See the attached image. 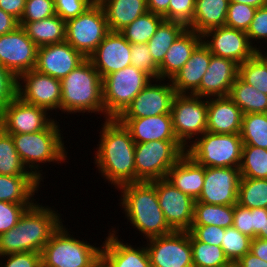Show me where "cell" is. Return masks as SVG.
Returning <instances> with one entry per match:
<instances>
[{"label":"cell","instance_id":"obj_1","mask_svg":"<svg viewBox=\"0 0 267 267\" xmlns=\"http://www.w3.org/2000/svg\"><path fill=\"white\" fill-rule=\"evenodd\" d=\"M103 124L93 162L95 167L117 189L136 183L135 142L129 130L117 118L105 119Z\"/></svg>","mask_w":267,"mask_h":267},{"label":"cell","instance_id":"obj_2","mask_svg":"<svg viewBox=\"0 0 267 267\" xmlns=\"http://www.w3.org/2000/svg\"><path fill=\"white\" fill-rule=\"evenodd\" d=\"M39 204L36 201L27 208L16 226L0 235V256L26 251L41 253L64 221L58 210Z\"/></svg>","mask_w":267,"mask_h":267},{"label":"cell","instance_id":"obj_3","mask_svg":"<svg viewBox=\"0 0 267 267\" xmlns=\"http://www.w3.org/2000/svg\"><path fill=\"white\" fill-rule=\"evenodd\" d=\"M121 192L120 206L125 218L134 229L143 234L144 239L164 236L174 230L168 225L160 208L156 180L152 182L128 183L118 188Z\"/></svg>","mask_w":267,"mask_h":267},{"label":"cell","instance_id":"obj_4","mask_svg":"<svg viewBox=\"0 0 267 267\" xmlns=\"http://www.w3.org/2000/svg\"><path fill=\"white\" fill-rule=\"evenodd\" d=\"M60 110L65 114L104 115L102 78L89 58L61 80Z\"/></svg>","mask_w":267,"mask_h":267},{"label":"cell","instance_id":"obj_5","mask_svg":"<svg viewBox=\"0 0 267 267\" xmlns=\"http://www.w3.org/2000/svg\"><path fill=\"white\" fill-rule=\"evenodd\" d=\"M54 120L45 130L30 134H10L14 146L27 170L40 182L43 181L40 164H61L68 157L61 137L60 124Z\"/></svg>","mask_w":267,"mask_h":267},{"label":"cell","instance_id":"obj_6","mask_svg":"<svg viewBox=\"0 0 267 267\" xmlns=\"http://www.w3.org/2000/svg\"><path fill=\"white\" fill-rule=\"evenodd\" d=\"M101 260V248L76 239L63 223L41 251L42 267H94Z\"/></svg>","mask_w":267,"mask_h":267},{"label":"cell","instance_id":"obj_7","mask_svg":"<svg viewBox=\"0 0 267 267\" xmlns=\"http://www.w3.org/2000/svg\"><path fill=\"white\" fill-rule=\"evenodd\" d=\"M152 80L132 65L103 77V118H118Z\"/></svg>","mask_w":267,"mask_h":267},{"label":"cell","instance_id":"obj_8","mask_svg":"<svg viewBox=\"0 0 267 267\" xmlns=\"http://www.w3.org/2000/svg\"><path fill=\"white\" fill-rule=\"evenodd\" d=\"M242 146L240 134L206 131L186 148V154L204 167H239Z\"/></svg>","mask_w":267,"mask_h":267},{"label":"cell","instance_id":"obj_9","mask_svg":"<svg viewBox=\"0 0 267 267\" xmlns=\"http://www.w3.org/2000/svg\"><path fill=\"white\" fill-rule=\"evenodd\" d=\"M186 153L179 141H150L135 144L137 182H152L167 177L169 169Z\"/></svg>","mask_w":267,"mask_h":267},{"label":"cell","instance_id":"obj_10","mask_svg":"<svg viewBox=\"0 0 267 267\" xmlns=\"http://www.w3.org/2000/svg\"><path fill=\"white\" fill-rule=\"evenodd\" d=\"M171 116L174 133L178 141L187 148L194 139L207 131V98L204 100L191 94H176Z\"/></svg>","mask_w":267,"mask_h":267},{"label":"cell","instance_id":"obj_11","mask_svg":"<svg viewBox=\"0 0 267 267\" xmlns=\"http://www.w3.org/2000/svg\"><path fill=\"white\" fill-rule=\"evenodd\" d=\"M110 32L102 6L95 2L84 13L66 21V42L88 58Z\"/></svg>","mask_w":267,"mask_h":267},{"label":"cell","instance_id":"obj_12","mask_svg":"<svg viewBox=\"0 0 267 267\" xmlns=\"http://www.w3.org/2000/svg\"><path fill=\"white\" fill-rule=\"evenodd\" d=\"M146 241L151 267H194L189 231H173Z\"/></svg>","mask_w":267,"mask_h":267},{"label":"cell","instance_id":"obj_13","mask_svg":"<svg viewBox=\"0 0 267 267\" xmlns=\"http://www.w3.org/2000/svg\"><path fill=\"white\" fill-rule=\"evenodd\" d=\"M61 92V80L35 69L18 77L17 96L24 102L47 111L60 110Z\"/></svg>","mask_w":267,"mask_h":267},{"label":"cell","instance_id":"obj_14","mask_svg":"<svg viewBox=\"0 0 267 267\" xmlns=\"http://www.w3.org/2000/svg\"><path fill=\"white\" fill-rule=\"evenodd\" d=\"M38 46L27 36L22 26L0 36V64L17 78L35 69Z\"/></svg>","mask_w":267,"mask_h":267},{"label":"cell","instance_id":"obj_15","mask_svg":"<svg viewBox=\"0 0 267 267\" xmlns=\"http://www.w3.org/2000/svg\"><path fill=\"white\" fill-rule=\"evenodd\" d=\"M47 110L16 96L0 113V128L7 134H30L45 130L55 119Z\"/></svg>","mask_w":267,"mask_h":267},{"label":"cell","instance_id":"obj_16","mask_svg":"<svg viewBox=\"0 0 267 267\" xmlns=\"http://www.w3.org/2000/svg\"><path fill=\"white\" fill-rule=\"evenodd\" d=\"M162 81L164 80H152L117 119H136L171 114L176 91L170 80L166 84Z\"/></svg>","mask_w":267,"mask_h":267},{"label":"cell","instance_id":"obj_17","mask_svg":"<svg viewBox=\"0 0 267 267\" xmlns=\"http://www.w3.org/2000/svg\"><path fill=\"white\" fill-rule=\"evenodd\" d=\"M202 39L211 54L235 61L238 65L258 52L250 44L245 31L226 26L206 31Z\"/></svg>","mask_w":267,"mask_h":267},{"label":"cell","instance_id":"obj_18","mask_svg":"<svg viewBox=\"0 0 267 267\" xmlns=\"http://www.w3.org/2000/svg\"><path fill=\"white\" fill-rule=\"evenodd\" d=\"M160 208L174 231H189L193 221L194 202L166 178L156 180Z\"/></svg>","mask_w":267,"mask_h":267},{"label":"cell","instance_id":"obj_19","mask_svg":"<svg viewBox=\"0 0 267 267\" xmlns=\"http://www.w3.org/2000/svg\"><path fill=\"white\" fill-rule=\"evenodd\" d=\"M239 167H205L204 184L198 202L214 205L237 204Z\"/></svg>","mask_w":267,"mask_h":267},{"label":"cell","instance_id":"obj_20","mask_svg":"<svg viewBox=\"0 0 267 267\" xmlns=\"http://www.w3.org/2000/svg\"><path fill=\"white\" fill-rule=\"evenodd\" d=\"M86 57L68 42L38 47L35 70L62 80Z\"/></svg>","mask_w":267,"mask_h":267},{"label":"cell","instance_id":"obj_21","mask_svg":"<svg viewBox=\"0 0 267 267\" xmlns=\"http://www.w3.org/2000/svg\"><path fill=\"white\" fill-rule=\"evenodd\" d=\"M88 58L103 78L131 66V44L120 32L110 31Z\"/></svg>","mask_w":267,"mask_h":267},{"label":"cell","instance_id":"obj_22","mask_svg":"<svg viewBox=\"0 0 267 267\" xmlns=\"http://www.w3.org/2000/svg\"><path fill=\"white\" fill-rule=\"evenodd\" d=\"M238 75L239 65L235 61L212 54L209 67L193 95L202 98L228 96Z\"/></svg>","mask_w":267,"mask_h":267},{"label":"cell","instance_id":"obj_23","mask_svg":"<svg viewBox=\"0 0 267 267\" xmlns=\"http://www.w3.org/2000/svg\"><path fill=\"white\" fill-rule=\"evenodd\" d=\"M113 228L100 246L104 267H151L146 245L136 248L123 243L124 241L118 238L119 235H116L118 230Z\"/></svg>","mask_w":267,"mask_h":267},{"label":"cell","instance_id":"obj_24","mask_svg":"<svg viewBox=\"0 0 267 267\" xmlns=\"http://www.w3.org/2000/svg\"><path fill=\"white\" fill-rule=\"evenodd\" d=\"M207 116V132L240 134L243 113L229 96L208 98Z\"/></svg>","mask_w":267,"mask_h":267},{"label":"cell","instance_id":"obj_25","mask_svg":"<svg viewBox=\"0 0 267 267\" xmlns=\"http://www.w3.org/2000/svg\"><path fill=\"white\" fill-rule=\"evenodd\" d=\"M130 132L136 143L150 141H178L171 114L136 119H118Z\"/></svg>","mask_w":267,"mask_h":267},{"label":"cell","instance_id":"obj_26","mask_svg":"<svg viewBox=\"0 0 267 267\" xmlns=\"http://www.w3.org/2000/svg\"><path fill=\"white\" fill-rule=\"evenodd\" d=\"M211 56L208 47L201 42L185 65L170 80L176 94L193 95L198 90L202 77L209 67Z\"/></svg>","mask_w":267,"mask_h":267},{"label":"cell","instance_id":"obj_27","mask_svg":"<svg viewBox=\"0 0 267 267\" xmlns=\"http://www.w3.org/2000/svg\"><path fill=\"white\" fill-rule=\"evenodd\" d=\"M202 40V35L186 28L172 43L159 65V79L171 80L189 60Z\"/></svg>","mask_w":267,"mask_h":267},{"label":"cell","instance_id":"obj_28","mask_svg":"<svg viewBox=\"0 0 267 267\" xmlns=\"http://www.w3.org/2000/svg\"><path fill=\"white\" fill-rule=\"evenodd\" d=\"M205 167L184 154L168 171L166 179L177 189L197 200L204 184Z\"/></svg>","mask_w":267,"mask_h":267},{"label":"cell","instance_id":"obj_29","mask_svg":"<svg viewBox=\"0 0 267 267\" xmlns=\"http://www.w3.org/2000/svg\"><path fill=\"white\" fill-rule=\"evenodd\" d=\"M106 15L110 31L120 32L148 12L146 0H95Z\"/></svg>","mask_w":267,"mask_h":267},{"label":"cell","instance_id":"obj_30","mask_svg":"<svg viewBox=\"0 0 267 267\" xmlns=\"http://www.w3.org/2000/svg\"><path fill=\"white\" fill-rule=\"evenodd\" d=\"M41 182L33 175H2L0 174V201L24 204L30 208L34 195Z\"/></svg>","mask_w":267,"mask_h":267},{"label":"cell","instance_id":"obj_31","mask_svg":"<svg viewBox=\"0 0 267 267\" xmlns=\"http://www.w3.org/2000/svg\"><path fill=\"white\" fill-rule=\"evenodd\" d=\"M230 0H195V10L187 28L202 35L213 28L225 26Z\"/></svg>","mask_w":267,"mask_h":267},{"label":"cell","instance_id":"obj_32","mask_svg":"<svg viewBox=\"0 0 267 267\" xmlns=\"http://www.w3.org/2000/svg\"><path fill=\"white\" fill-rule=\"evenodd\" d=\"M19 25L38 47L66 41V21L57 14L39 21L19 22Z\"/></svg>","mask_w":267,"mask_h":267},{"label":"cell","instance_id":"obj_33","mask_svg":"<svg viewBox=\"0 0 267 267\" xmlns=\"http://www.w3.org/2000/svg\"><path fill=\"white\" fill-rule=\"evenodd\" d=\"M228 96L243 114L267 113V94L245 83L239 76L231 86Z\"/></svg>","mask_w":267,"mask_h":267},{"label":"cell","instance_id":"obj_34","mask_svg":"<svg viewBox=\"0 0 267 267\" xmlns=\"http://www.w3.org/2000/svg\"><path fill=\"white\" fill-rule=\"evenodd\" d=\"M187 27L175 21L163 20L147 42L154 62L159 66L172 43Z\"/></svg>","mask_w":267,"mask_h":267},{"label":"cell","instance_id":"obj_35","mask_svg":"<svg viewBox=\"0 0 267 267\" xmlns=\"http://www.w3.org/2000/svg\"><path fill=\"white\" fill-rule=\"evenodd\" d=\"M234 205H214L194 202L192 225L233 226Z\"/></svg>","mask_w":267,"mask_h":267},{"label":"cell","instance_id":"obj_36","mask_svg":"<svg viewBox=\"0 0 267 267\" xmlns=\"http://www.w3.org/2000/svg\"><path fill=\"white\" fill-rule=\"evenodd\" d=\"M240 136L243 146L267 149V113L243 114Z\"/></svg>","mask_w":267,"mask_h":267},{"label":"cell","instance_id":"obj_37","mask_svg":"<svg viewBox=\"0 0 267 267\" xmlns=\"http://www.w3.org/2000/svg\"><path fill=\"white\" fill-rule=\"evenodd\" d=\"M237 204L250 209H267V179L241 177Z\"/></svg>","mask_w":267,"mask_h":267},{"label":"cell","instance_id":"obj_38","mask_svg":"<svg viewBox=\"0 0 267 267\" xmlns=\"http://www.w3.org/2000/svg\"><path fill=\"white\" fill-rule=\"evenodd\" d=\"M238 76L261 93L267 94V53L257 52L252 58L239 64Z\"/></svg>","mask_w":267,"mask_h":267},{"label":"cell","instance_id":"obj_39","mask_svg":"<svg viewBox=\"0 0 267 267\" xmlns=\"http://www.w3.org/2000/svg\"><path fill=\"white\" fill-rule=\"evenodd\" d=\"M163 20V16L148 11L144 15L136 18L127 27L122 29L120 33L130 44H144L155 34L156 29Z\"/></svg>","mask_w":267,"mask_h":267},{"label":"cell","instance_id":"obj_40","mask_svg":"<svg viewBox=\"0 0 267 267\" xmlns=\"http://www.w3.org/2000/svg\"><path fill=\"white\" fill-rule=\"evenodd\" d=\"M190 242L194 267H226L229 264L221 246L197 241L191 234Z\"/></svg>","mask_w":267,"mask_h":267},{"label":"cell","instance_id":"obj_41","mask_svg":"<svg viewBox=\"0 0 267 267\" xmlns=\"http://www.w3.org/2000/svg\"><path fill=\"white\" fill-rule=\"evenodd\" d=\"M0 174L32 175L23 164L12 136L0 128Z\"/></svg>","mask_w":267,"mask_h":267},{"label":"cell","instance_id":"obj_42","mask_svg":"<svg viewBox=\"0 0 267 267\" xmlns=\"http://www.w3.org/2000/svg\"><path fill=\"white\" fill-rule=\"evenodd\" d=\"M241 177L267 179V149L256 146H242Z\"/></svg>","mask_w":267,"mask_h":267},{"label":"cell","instance_id":"obj_43","mask_svg":"<svg viewBox=\"0 0 267 267\" xmlns=\"http://www.w3.org/2000/svg\"><path fill=\"white\" fill-rule=\"evenodd\" d=\"M251 240L252 238L232 226L225 229L221 247L229 261H238L250 252Z\"/></svg>","mask_w":267,"mask_h":267},{"label":"cell","instance_id":"obj_44","mask_svg":"<svg viewBox=\"0 0 267 267\" xmlns=\"http://www.w3.org/2000/svg\"><path fill=\"white\" fill-rule=\"evenodd\" d=\"M257 8L252 6L230 2L227 11L225 26L247 32Z\"/></svg>","mask_w":267,"mask_h":267},{"label":"cell","instance_id":"obj_45","mask_svg":"<svg viewBox=\"0 0 267 267\" xmlns=\"http://www.w3.org/2000/svg\"><path fill=\"white\" fill-rule=\"evenodd\" d=\"M131 65L148 74L153 80L159 79V66L154 62L147 43L131 44Z\"/></svg>","mask_w":267,"mask_h":267},{"label":"cell","instance_id":"obj_46","mask_svg":"<svg viewBox=\"0 0 267 267\" xmlns=\"http://www.w3.org/2000/svg\"><path fill=\"white\" fill-rule=\"evenodd\" d=\"M56 15L53 0H26L23 15L19 22H33Z\"/></svg>","mask_w":267,"mask_h":267},{"label":"cell","instance_id":"obj_47","mask_svg":"<svg viewBox=\"0 0 267 267\" xmlns=\"http://www.w3.org/2000/svg\"><path fill=\"white\" fill-rule=\"evenodd\" d=\"M246 34L248 36L250 44L258 52H262V49L260 50V46L257 48V44H253L257 40L258 43L260 39L263 41L265 40V42L267 41V5L256 9L254 18L251 21L250 27L247 30Z\"/></svg>","mask_w":267,"mask_h":267},{"label":"cell","instance_id":"obj_48","mask_svg":"<svg viewBox=\"0 0 267 267\" xmlns=\"http://www.w3.org/2000/svg\"><path fill=\"white\" fill-rule=\"evenodd\" d=\"M18 78L0 64V113L17 96Z\"/></svg>","mask_w":267,"mask_h":267},{"label":"cell","instance_id":"obj_49","mask_svg":"<svg viewBox=\"0 0 267 267\" xmlns=\"http://www.w3.org/2000/svg\"><path fill=\"white\" fill-rule=\"evenodd\" d=\"M195 10V0H170L168 20L180 22L186 27L191 23Z\"/></svg>","mask_w":267,"mask_h":267},{"label":"cell","instance_id":"obj_50","mask_svg":"<svg viewBox=\"0 0 267 267\" xmlns=\"http://www.w3.org/2000/svg\"><path fill=\"white\" fill-rule=\"evenodd\" d=\"M26 209L24 204L0 201V235L15 227Z\"/></svg>","mask_w":267,"mask_h":267},{"label":"cell","instance_id":"obj_51","mask_svg":"<svg viewBox=\"0 0 267 267\" xmlns=\"http://www.w3.org/2000/svg\"><path fill=\"white\" fill-rule=\"evenodd\" d=\"M56 14L64 21L77 17L91 7L95 0H53Z\"/></svg>","mask_w":267,"mask_h":267},{"label":"cell","instance_id":"obj_52","mask_svg":"<svg viewBox=\"0 0 267 267\" xmlns=\"http://www.w3.org/2000/svg\"><path fill=\"white\" fill-rule=\"evenodd\" d=\"M2 257L4 260L7 259L5 263L2 262ZM0 258V267H42L41 253L37 252L11 253L0 256Z\"/></svg>","mask_w":267,"mask_h":267},{"label":"cell","instance_id":"obj_53","mask_svg":"<svg viewBox=\"0 0 267 267\" xmlns=\"http://www.w3.org/2000/svg\"><path fill=\"white\" fill-rule=\"evenodd\" d=\"M189 233L197 241L221 246L225 228L214 225H191Z\"/></svg>","mask_w":267,"mask_h":267},{"label":"cell","instance_id":"obj_54","mask_svg":"<svg viewBox=\"0 0 267 267\" xmlns=\"http://www.w3.org/2000/svg\"><path fill=\"white\" fill-rule=\"evenodd\" d=\"M233 227L252 238V209L235 204Z\"/></svg>","mask_w":267,"mask_h":267},{"label":"cell","instance_id":"obj_55","mask_svg":"<svg viewBox=\"0 0 267 267\" xmlns=\"http://www.w3.org/2000/svg\"><path fill=\"white\" fill-rule=\"evenodd\" d=\"M25 4L26 0H0V9L20 20Z\"/></svg>","mask_w":267,"mask_h":267},{"label":"cell","instance_id":"obj_56","mask_svg":"<svg viewBox=\"0 0 267 267\" xmlns=\"http://www.w3.org/2000/svg\"><path fill=\"white\" fill-rule=\"evenodd\" d=\"M265 216H267L266 208L252 209V239L255 238L261 230H264Z\"/></svg>","mask_w":267,"mask_h":267},{"label":"cell","instance_id":"obj_57","mask_svg":"<svg viewBox=\"0 0 267 267\" xmlns=\"http://www.w3.org/2000/svg\"><path fill=\"white\" fill-rule=\"evenodd\" d=\"M19 25V20L9 13L0 9V36L13 31Z\"/></svg>","mask_w":267,"mask_h":267},{"label":"cell","instance_id":"obj_58","mask_svg":"<svg viewBox=\"0 0 267 267\" xmlns=\"http://www.w3.org/2000/svg\"><path fill=\"white\" fill-rule=\"evenodd\" d=\"M146 1L149 12L161 15L164 17V20H168V6L170 0H146Z\"/></svg>","mask_w":267,"mask_h":267},{"label":"cell","instance_id":"obj_59","mask_svg":"<svg viewBox=\"0 0 267 267\" xmlns=\"http://www.w3.org/2000/svg\"><path fill=\"white\" fill-rule=\"evenodd\" d=\"M250 252L267 262V240L255 237L251 240Z\"/></svg>","mask_w":267,"mask_h":267},{"label":"cell","instance_id":"obj_60","mask_svg":"<svg viewBox=\"0 0 267 267\" xmlns=\"http://www.w3.org/2000/svg\"><path fill=\"white\" fill-rule=\"evenodd\" d=\"M238 262L243 267H267V262L255 256L252 252L246 253Z\"/></svg>","mask_w":267,"mask_h":267},{"label":"cell","instance_id":"obj_61","mask_svg":"<svg viewBox=\"0 0 267 267\" xmlns=\"http://www.w3.org/2000/svg\"><path fill=\"white\" fill-rule=\"evenodd\" d=\"M230 2L246 4L254 8H259L267 5V0H230Z\"/></svg>","mask_w":267,"mask_h":267},{"label":"cell","instance_id":"obj_62","mask_svg":"<svg viewBox=\"0 0 267 267\" xmlns=\"http://www.w3.org/2000/svg\"><path fill=\"white\" fill-rule=\"evenodd\" d=\"M256 237L267 240V216H265L264 230H261Z\"/></svg>","mask_w":267,"mask_h":267},{"label":"cell","instance_id":"obj_63","mask_svg":"<svg viewBox=\"0 0 267 267\" xmlns=\"http://www.w3.org/2000/svg\"><path fill=\"white\" fill-rule=\"evenodd\" d=\"M226 267H243L238 261H230Z\"/></svg>","mask_w":267,"mask_h":267},{"label":"cell","instance_id":"obj_64","mask_svg":"<svg viewBox=\"0 0 267 267\" xmlns=\"http://www.w3.org/2000/svg\"><path fill=\"white\" fill-rule=\"evenodd\" d=\"M94 267H104V264L100 260Z\"/></svg>","mask_w":267,"mask_h":267}]
</instances>
